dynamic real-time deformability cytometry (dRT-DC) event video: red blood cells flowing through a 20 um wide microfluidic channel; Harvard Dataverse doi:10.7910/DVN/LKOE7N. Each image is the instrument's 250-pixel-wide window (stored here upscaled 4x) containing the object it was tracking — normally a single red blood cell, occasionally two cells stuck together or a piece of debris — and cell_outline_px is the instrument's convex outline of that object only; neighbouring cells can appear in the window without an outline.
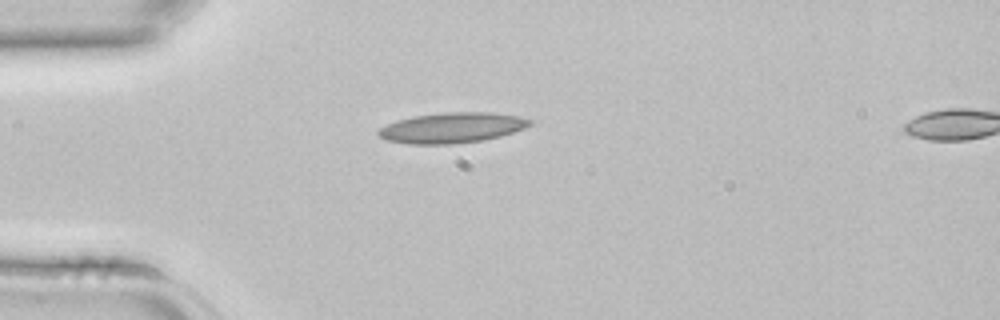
{"species": "common noctule bat (a hibernating species)", "species_latin": "Nyctalus noctula", "temperature_condition": "room temperature", "stored_images_in_passage": 2, "segment_of_instrument_passage": [1, 2], "camera_frame_rate_fps": 3000, "um_per_image_px": 0.085, "animal": {"sex": "female", "body_mass_g": 22.7, "forearm_length_mm": 54.2}, "frame": {"image": 1, "passage_image": 1, "time_ms": 0.0, "image_size_px": [1000, 320], "cell_outline_px": [[532, 124], [524, 128], [500, 136], [484, 140], [452, 144], [408, 144], [384, 140], [376, 132], [380, 128], [396, 120], [412, 116], [444, 112], [488, 112], [516, 116], [532, 120]], "centroid_in_image_um": [38.37, 10.86], "position_along_channel_um": 46.6, "area_um2": 26.82}}